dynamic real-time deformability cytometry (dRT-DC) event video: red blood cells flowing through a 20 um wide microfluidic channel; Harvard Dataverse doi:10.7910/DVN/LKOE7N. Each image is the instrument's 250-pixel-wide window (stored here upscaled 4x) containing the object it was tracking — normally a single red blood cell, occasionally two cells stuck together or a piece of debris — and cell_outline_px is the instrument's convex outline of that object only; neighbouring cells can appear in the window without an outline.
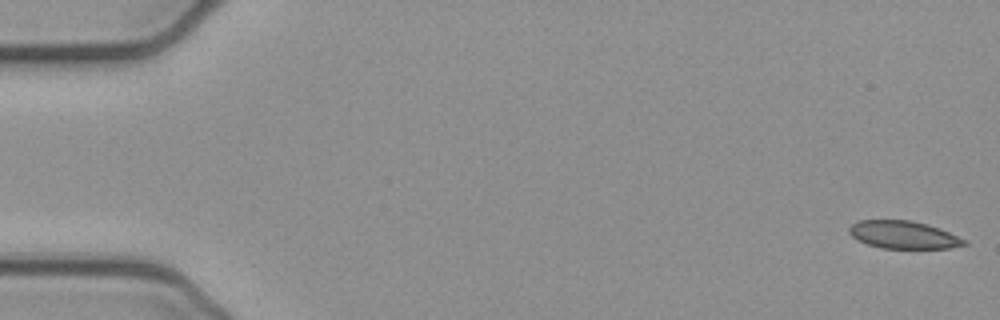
{"species": "common noctule bat (a hibernating species)", "species_latin": "Nyctalus noctula", "temperature_condition": "cold", "stored_images_in_passage": 13, "camera_frame_rate_fps": 3000, "um_per_image_px": 0.085, "animal": {"sex": "female", "body_mass_g": 21.9}, "frame": {"image": 1, "passage_image": 1, "time_ms": 0.0, "image_size_px": [1000, 320], "cell_outline_px": [[968, 244], [948, 248], [880, 248], [856, 240], [848, 232], [848, 228], [856, 220], [912, 220], [928, 224], [940, 228], [968, 240]], "centroid_in_image_um": [76.79, 19.95], "position_along_channel_um": 8.2, "area_um2": 18.79}}